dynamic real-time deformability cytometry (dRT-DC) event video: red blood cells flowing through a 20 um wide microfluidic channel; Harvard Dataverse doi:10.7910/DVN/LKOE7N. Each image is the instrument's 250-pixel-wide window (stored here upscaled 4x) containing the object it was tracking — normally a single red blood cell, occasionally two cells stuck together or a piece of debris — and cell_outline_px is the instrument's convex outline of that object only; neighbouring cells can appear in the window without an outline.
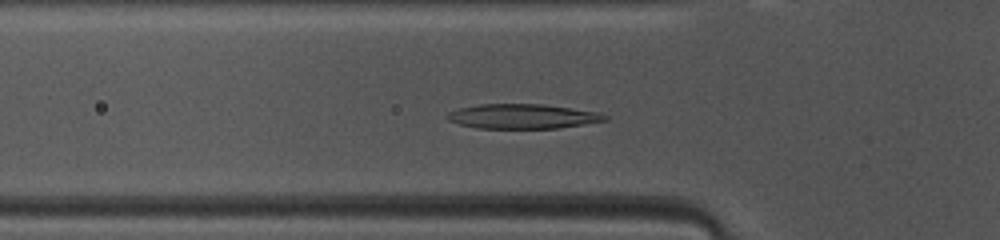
{"species": "common noctule bat (a hibernating species)", "species_latin": "Nyctalus noctula", "temperature_condition": "warm", "stored_images_in_passage": 38, "camera_frame_rate_fps": 3000, "um_per_image_px": 0.085, "animal": {"sex": "female", "body_mass_g": 10.0, "forearm_length_mm": 53.1}, "frame": {"image": 1, "passage_image": 5, "time_ms": 1.333, "image_size_px": [1000, 240], "cell_outline_px": [[608, 120], [560, 128], [476, 128], [460, 124], [448, 120], [444, 116], [448, 112], [456, 108], [480, 104], [540, 104], [600, 112], [608, 116]], "centroid_in_image_um": [44.39, 9.89], "position_along_channel_um": 81.4, "area_um2": 22.72}}
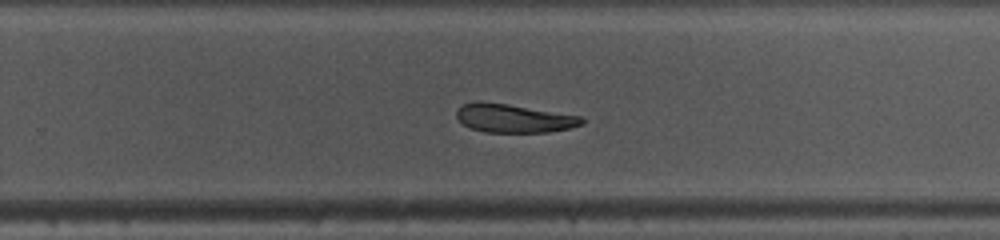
{"frame": {"image": 2, "passage_image": 20, "time_ms": 6.333, "image_size_px": [1000, 240], "cell_outline_px": [[584, 124], [568, 128], [548, 132], [484, 132], [472, 128], [464, 124], [456, 116], [456, 108], [464, 104], [476, 100], [480, 100], [508, 104], [584, 116]], "centroid_in_image_um": [43.68, 10.03], "position_along_channel_um": 286.1, "area_um2": 20.98}}
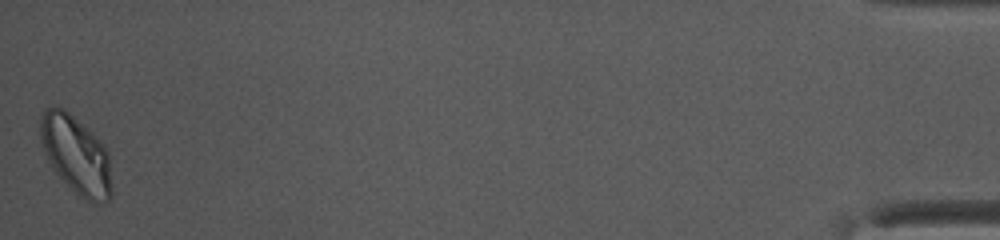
{"frame": {"image": 3, "passage_image": 38, "time_ms": 12.333, "image_size_px": [1000, 240], "cell_outline_px": [[112, 196], [108, 200], [100, 204], [96, 204], [80, 196], [52, 168], [44, 152], [40, 140], [40, 116], [44, 108], [64, 108], [92, 132], [104, 144], [108, 152], [112, 184]], "centroid_in_image_um": [6.48, 13.16], "position_along_channel_um": 428.7, "area_um2": 32.48}}